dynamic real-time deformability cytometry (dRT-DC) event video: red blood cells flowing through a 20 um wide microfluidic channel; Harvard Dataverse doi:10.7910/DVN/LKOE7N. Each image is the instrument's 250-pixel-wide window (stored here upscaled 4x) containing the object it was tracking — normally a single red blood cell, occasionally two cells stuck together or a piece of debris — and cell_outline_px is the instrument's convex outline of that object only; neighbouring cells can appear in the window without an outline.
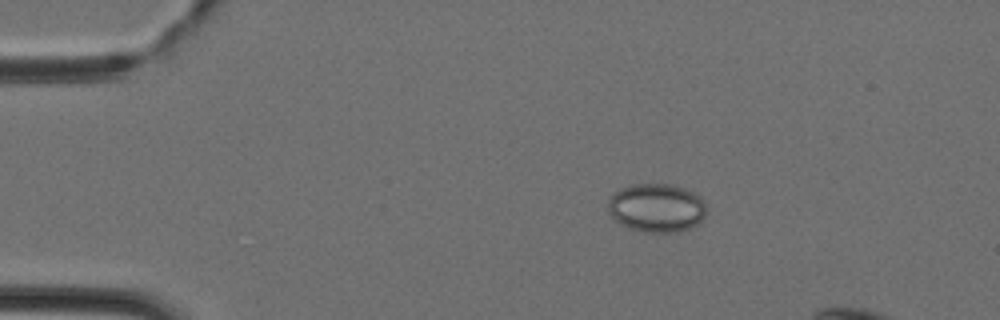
{"species": "Egyptian fruit bat (a non-hibernating species)", "species_latin": "Rousettus aegyptiacus", "temperature_condition": "cold", "stored_images_in_passage": 34, "camera_frame_rate_fps": 3000, "um_per_image_px": 0.085, "animal": {"sex": "female"}, "frame": {"image": 1, "passage_image": 1, "time_ms": 0.0, "image_size_px": [1000, 320], "cell_outline_px": [[708, 212], [696, 224], [688, 228], [676, 232], [644, 232], [620, 224], [612, 216], [608, 208], [608, 200], [620, 188], [632, 184], [668, 184], [684, 188], [700, 196]], "centroid_in_image_um": [55.81, 17.66], "position_along_channel_um": 29.2, "area_um2": 27.63}}
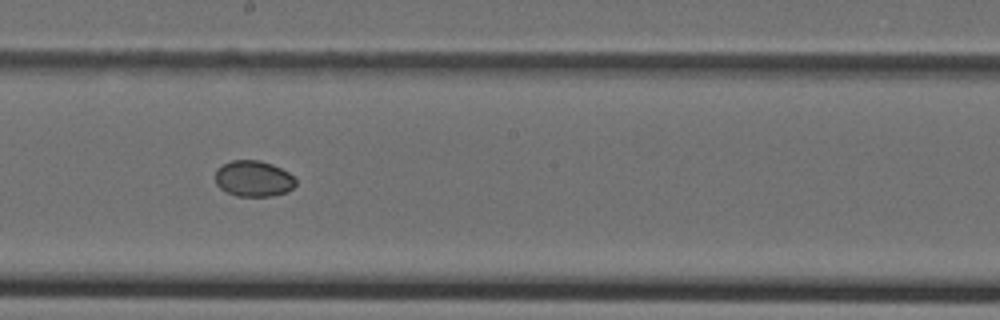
{"frame": {"image": 2, "passage_image": 18, "time_ms": 5.667, "image_size_px": [1000, 320], "cell_outline_px": [[296, 184], [288, 192], [272, 196], [236, 196], [220, 188], [216, 184], [216, 168], [232, 160], [260, 160], [272, 164], [288, 172], [296, 180]], "centroid_in_image_um": [21.55, 15.18], "position_along_channel_um": 226.6, "area_um2": 16.88}}
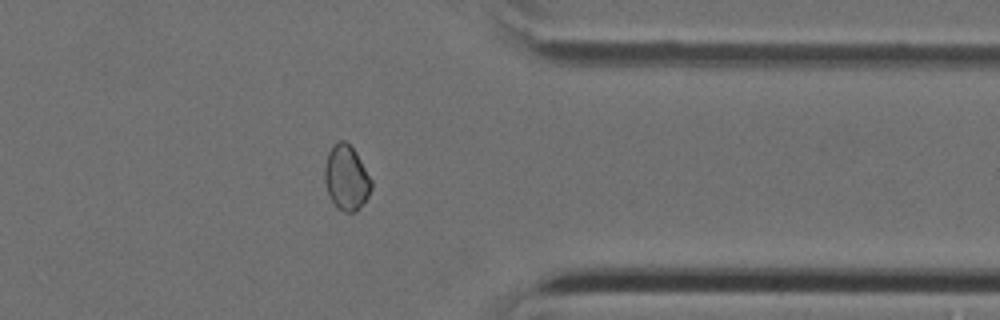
{"frame": {"image": 3, "passage_image": 29, "time_ms": 9.333, "image_size_px": [1000, 320], "cell_outline_px": [[372, 188], [368, 196], [356, 212], [344, 212], [332, 200], [328, 192], [324, 180], [324, 168], [328, 152], [340, 140], [344, 140], [356, 152], [372, 180]], "centroid_in_image_um": [29.45, 15.11], "position_along_channel_um": 381.9, "area_um2": 17.34}}